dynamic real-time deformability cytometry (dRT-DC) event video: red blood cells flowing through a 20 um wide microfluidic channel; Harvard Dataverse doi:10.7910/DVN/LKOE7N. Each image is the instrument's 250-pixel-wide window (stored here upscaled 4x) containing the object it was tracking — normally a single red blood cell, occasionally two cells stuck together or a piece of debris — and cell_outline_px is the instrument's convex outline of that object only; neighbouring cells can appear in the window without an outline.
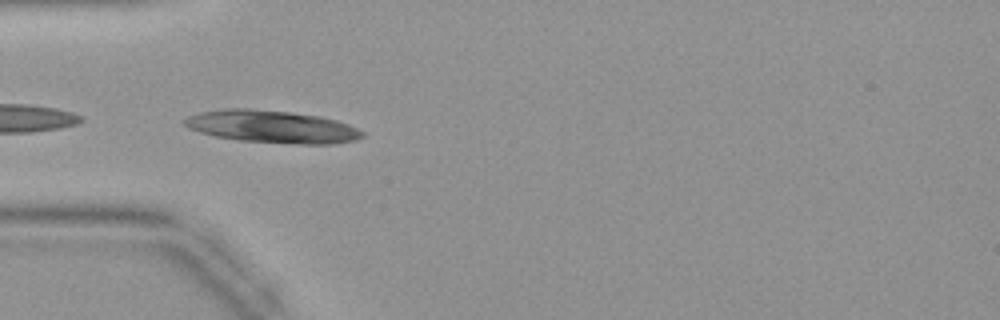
{"species": "common noctule bat (a hibernating species)", "species_latin": "Nyctalus noctula", "temperature_condition": "warm", "stored_images_in_passage": 43, "camera_frame_rate_fps": 3000, "um_per_image_px": 0.085, "animal": {"sex": "female", "body_mass_g": 19.9}, "frame": {"image": 1, "passage_image": 13, "time_ms": 4.0, "image_size_px": [1000, 320], "cell_outline_px": [[364, 136], [356, 140], [332, 144], [300, 144], [240, 140], [216, 136], [200, 132], [188, 128], [180, 124], [180, 120], [188, 116], [200, 112], [220, 108], [248, 108], [288, 112], [320, 116], [336, 120], [348, 124], [364, 132]], "centroid_in_image_um": [23.07, 10.76], "position_along_channel_um": 61.9, "area_um2": 33.81}}
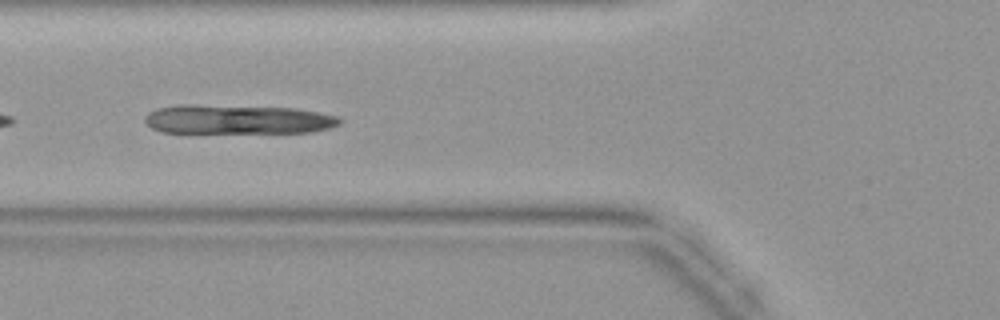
{"frame": {"image": 2, "passage_image": 16, "time_ms": 5.0, "image_size_px": [1000, 320], "cell_outline_px": [[344, 120], [340, 124], [328, 128], [312, 132], [160, 132], [152, 128], [144, 120], [144, 116], [148, 112], [156, 108], [176, 104], [196, 104], [296, 108], [336, 116]], "centroid_in_image_um": [20.14, 10.13], "position_along_channel_um": 105.7, "area_um2": 33.35}}
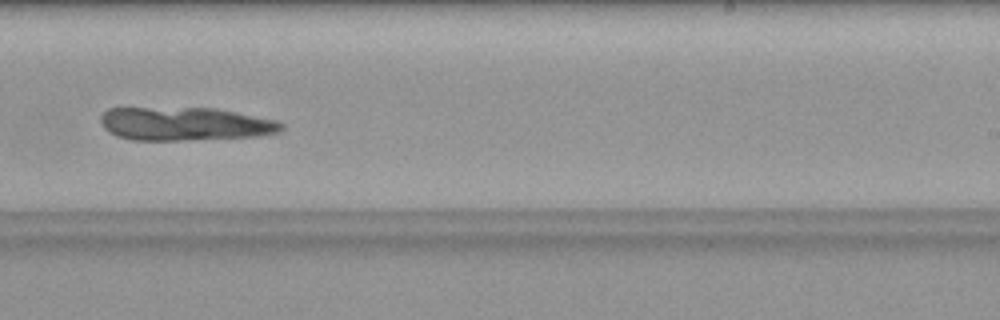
{"frame": {"image": 3, "passage_image": 27, "time_ms": 8.667, "image_size_px": [1000, 320], "cell_outline_px": [[284, 128], [280, 132], [256, 136], [184, 140], [132, 140], [116, 136], [104, 128], [100, 120], [100, 116], [108, 108], [216, 108], [276, 120], [284, 124]], "centroid_in_image_um": [15.72, 10.53], "position_along_channel_um": 273.3, "area_um2": 35.14}}